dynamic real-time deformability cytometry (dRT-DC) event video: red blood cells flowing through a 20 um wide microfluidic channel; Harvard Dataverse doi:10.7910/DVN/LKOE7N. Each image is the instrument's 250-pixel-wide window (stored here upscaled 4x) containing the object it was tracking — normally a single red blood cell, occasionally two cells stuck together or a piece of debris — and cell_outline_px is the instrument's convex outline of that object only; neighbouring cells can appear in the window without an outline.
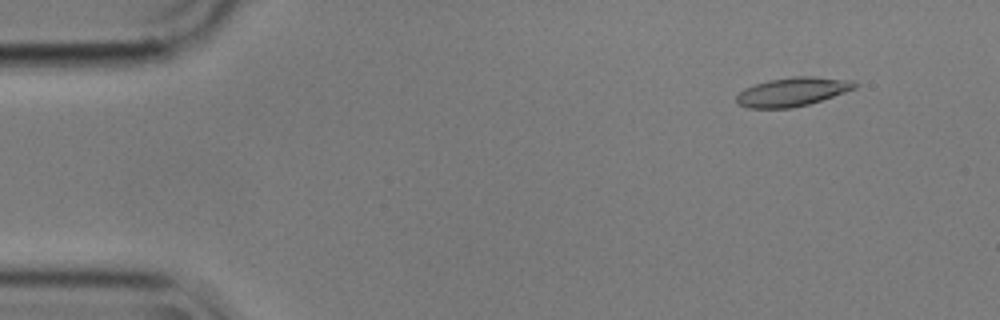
{"species": "common noctule bat (a hibernating species)", "species_latin": "Nyctalus noctula", "temperature_condition": "cold", "stored_images_in_passage": 4, "camera_frame_rate_fps": 3000, "um_per_image_px": 0.085, "animal": {"sex": "male", "body_mass_g": 17.9}, "frame": {"image": 1, "passage_image": 1, "time_ms": 0.0, "image_size_px": [1000, 320], "cell_outline_px": [[856, 88], [808, 104], [792, 108], [748, 108], [736, 104], [736, 96], [744, 88], [768, 80], [792, 76], [812, 76], [856, 80]], "centroid_in_image_um": [67.34, 7.79], "position_along_channel_um": 17.7, "area_um2": 19.88}}
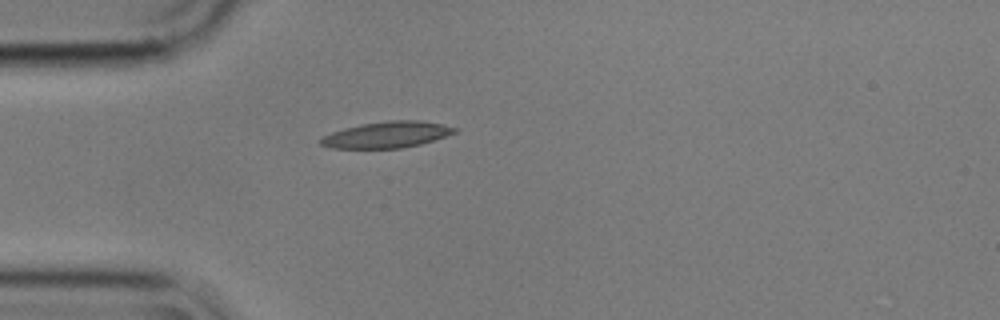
{"frame": {"image": 2, "passage_image": 4, "time_ms": 1.0, "image_size_px": [1000, 320], "cell_outline_px": [[460, 128], [456, 132], [420, 144], [400, 148], [332, 148], [320, 144], [320, 140], [324, 136], [332, 132], [344, 128], [360, 124], [388, 120], [420, 120]], "centroid_in_image_um": [32.88, 11.44], "position_along_channel_um": 52.1, "area_um2": 20.29}}